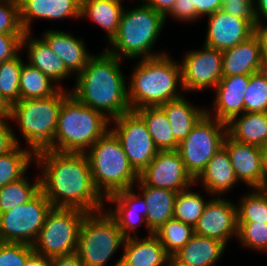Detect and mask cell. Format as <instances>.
I'll return each mask as SVG.
<instances>
[{
	"label": "cell",
	"mask_w": 267,
	"mask_h": 266,
	"mask_svg": "<svg viewBox=\"0 0 267 266\" xmlns=\"http://www.w3.org/2000/svg\"><path fill=\"white\" fill-rule=\"evenodd\" d=\"M35 164L41 170V191L52 207L94 213L107 206L105 198L95 187L85 153L45 149L35 154Z\"/></svg>",
	"instance_id": "1"
},
{
	"label": "cell",
	"mask_w": 267,
	"mask_h": 266,
	"mask_svg": "<svg viewBox=\"0 0 267 266\" xmlns=\"http://www.w3.org/2000/svg\"><path fill=\"white\" fill-rule=\"evenodd\" d=\"M94 54L82 72L74 77L70 93L84 105L103 113L109 120L131 111L128 83L121 60L103 49Z\"/></svg>",
	"instance_id": "2"
},
{
	"label": "cell",
	"mask_w": 267,
	"mask_h": 266,
	"mask_svg": "<svg viewBox=\"0 0 267 266\" xmlns=\"http://www.w3.org/2000/svg\"><path fill=\"white\" fill-rule=\"evenodd\" d=\"M169 55L165 53L135 63L127 81L131 110L161 106L183 96L180 61H174Z\"/></svg>",
	"instance_id": "3"
},
{
	"label": "cell",
	"mask_w": 267,
	"mask_h": 266,
	"mask_svg": "<svg viewBox=\"0 0 267 266\" xmlns=\"http://www.w3.org/2000/svg\"><path fill=\"white\" fill-rule=\"evenodd\" d=\"M165 25V17L142 0L137 7L124 8L117 33L108 43L111 48L105 50L121 60L134 61L165 54L153 50Z\"/></svg>",
	"instance_id": "4"
},
{
	"label": "cell",
	"mask_w": 267,
	"mask_h": 266,
	"mask_svg": "<svg viewBox=\"0 0 267 266\" xmlns=\"http://www.w3.org/2000/svg\"><path fill=\"white\" fill-rule=\"evenodd\" d=\"M110 129V120L70 94L62 103L53 150L85 153Z\"/></svg>",
	"instance_id": "5"
},
{
	"label": "cell",
	"mask_w": 267,
	"mask_h": 266,
	"mask_svg": "<svg viewBox=\"0 0 267 266\" xmlns=\"http://www.w3.org/2000/svg\"><path fill=\"white\" fill-rule=\"evenodd\" d=\"M70 90L62 88L57 94L42 99H20L12 105L10 121L17 123L22 139L35 154L53 150L58 115Z\"/></svg>",
	"instance_id": "6"
},
{
	"label": "cell",
	"mask_w": 267,
	"mask_h": 266,
	"mask_svg": "<svg viewBox=\"0 0 267 266\" xmlns=\"http://www.w3.org/2000/svg\"><path fill=\"white\" fill-rule=\"evenodd\" d=\"M85 154L95 187L105 199L137 183L139 175L129 164L118 138L110 129Z\"/></svg>",
	"instance_id": "7"
},
{
	"label": "cell",
	"mask_w": 267,
	"mask_h": 266,
	"mask_svg": "<svg viewBox=\"0 0 267 266\" xmlns=\"http://www.w3.org/2000/svg\"><path fill=\"white\" fill-rule=\"evenodd\" d=\"M125 239L105 209L88 213L81 224L76 253L84 266H106Z\"/></svg>",
	"instance_id": "8"
},
{
	"label": "cell",
	"mask_w": 267,
	"mask_h": 266,
	"mask_svg": "<svg viewBox=\"0 0 267 266\" xmlns=\"http://www.w3.org/2000/svg\"><path fill=\"white\" fill-rule=\"evenodd\" d=\"M87 214L74 208L52 207L32 244L33 250L50 259L76 252L81 224Z\"/></svg>",
	"instance_id": "9"
},
{
	"label": "cell",
	"mask_w": 267,
	"mask_h": 266,
	"mask_svg": "<svg viewBox=\"0 0 267 266\" xmlns=\"http://www.w3.org/2000/svg\"><path fill=\"white\" fill-rule=\"evenodd\" d=\"M227 124L205 114L178 145L187 171L196 179L209 160L223 147Z\"/></svg>",
	"instance_id": "10"
},
{
	"label": "cell",
	"mask_w": 267,
	"mask_h": 266,
	"mask_svg": "<svg viewBox=\"0 0 267 266\" xmlns=\"http://www.w3.org/2000/svg\"><path fill=\"white\" fill-rule=\"evenodd\" d=\"M51 209L50 201L40 190L27 203L0 214V242L32 245Z\"/></svg>",
	"instance_id": "11"
},
{
	"label": "cell",
	"mask_w": 267,
	"mask_h": 266,
	"mask_svg": "<svg viewBox=\"0 0 267 266\" xmlns=\"http://www.w3.org/2000/svg\"><path fill=\"white\" fill-rule=\"evenodd\" d=\"M110 122V130L118 138L129 164L140 175L159 152L143 119L131 110Z\"/></svg>",
	"instance_id": "12"
},
{
	"label": "cell",
	"mask_w": 267,
	"mask_h": 266,
	"mask_svg": "<svg viewBox=\"0 0 267 266\" xmlns=\"http://www.w3.org/2000/svg\"><path fill=\"white\" fill-rule=\"evenodd\" d=\"M181 76L184 92L215 88L222 79V51L203 45L182 57Z\"/></svg>",
	"instance_id": "13"
},
{
	"label": "cell",
	"mask_w": 267,
	"mask_h": 266,
	"mask_svg": "<svg viewBox=\"0 0 267 266\" xmlns=\"http://www.w3.org/2000/svg\"><path fill=\"white\" fill-rule=\"evenodd\" d=\"M139 179L147 186L174 192L196 185L177 150L159 151Z\"/></svg>",
	"instance_id": "14"
},
{
	"label": "cell",
	"mask_w": 267,
	"mask_h": 266,
	"mask_svg": "<svg viewBox=\"0 0 267 266\" xmlns=\"http://www.w3.org/2000/svg\"><path fill=\"white\" fill-rule=\"evenodd\" d=\"M194 233L229 243L238 236L237 205L225 197L213 196L194 226Z\"/></svg>",
	"instance_id": "15"
},
{
	"label": "cell",
	"mask_w": 267,
	"mask_h": 266,
	"mask_svg": "<svg viewBox=\"0 0 267 266\" xmlns=\"http://www.w3.org/2000/svg\"><path fill=\"white\" fill-rule=\"evenodd\" d=\"M207 17L204 44L224 51L247 40L256 32L255 18H240L218 10Z\"/></svg>",
	"instance_id": "16"
},
{
	"label": "cell",
	"mask_w": 267,
	"mask_h": 266,
	"mask_svg": "<svg viewBox=\"0 0 267 266\" xmlns=\"http://www.w3.org/2000/svg\"><path fill=\"white\" fill-rule=\"evenodd\" d=\"M135 191V187L127 188L105 199V203L107 202L108 205H112L113 203L112 206L114 207H109V209L105 208V210L116 221L126 239L138 236L136 230L139 225L145 226L146 231H148L147 236L153 234L147 227L145 220L148 206L143 196L140 193L136 194Z\"/></svg>",
	"instance_id": "17"
},
{
	"label": "cell",
	"mask_w": 267,
	"mask_h": 266,
	"mask_svg": "<svg viewBox=\"0 0 267 266\" xmlns=\"http://www.w3.org/2000/svg\"><path fill=\"white\" fill-rule=\"evenodd\" d=\"M230 162L239 182L252 188H265L263 155L261 147L241 143L228 134L224 139Z\"/></svg>",
	"instance_id": "18"
},
{
	"label": "cell",
	"mask_w": 267,
	"mask_h": 266,
	"mask_svg": "<svg viewBox=\"0 0 267 266\" xmlns=\"http://www.w3.org/2000/svg\"><path fill=\"white\" fill-rule=\"evenodd\" d=\"M251 75L222 77L214 88L212 108L206 114L225 124L244 113V94ZM213 109V110H212Z\"/></svg>",
	"instance_id": "19"
},
{
	"label": "cell",
	"mask_w": 267,
	"mask_h": 266,
	"mask_svg": "<svg viewBox=\"0 0 267 266\" xmlns=\"http://www.w3.org/2000/svg\"><path fill=\"white\" fill-rule=\"evenodd\" d=\"M20 23L25 33L36 19H81V0H18ZM34 19V20H33Z\"/></svg>",
	"instance_id": "20"
},
{
	"label": "cell",
	"mask_w": 267,
	"mask_h": 266,
	"mask_svg": "<svg viewBox=\"0 0 267 266\" xmlns=\"http://www.w3.org/2000/svg\"><path fill=\"white\" fill-rule=\"evenodd\" d=\"M261 70V39L257 31L247 40L222 51V77L251 75Z\"/></svg>",
	"instance_id": "21"
},
{
	"label": "cell",
	"mask_w": 267,
	"mask_h": 266,
	"mask_svg": "<svg viewBox=\"0 0 267 266\" xmlns=\"http://www.w3.org/2000/svg\"><path fill=\"white\" fill-rule=\"evenodd\" d=\"M42 33L41 37L75 77L82 72L94 55L88 52L84 40L75 37L71 32L47 29Z\"/></svg>",
	"instance_id": "22"
},
{
	"label": "cell",
	"mask_w": 267,
	"mask_h": 266,
	"mask_svg": "<svg viewBox=\"0 0 267 266\" xmlns=\"http://www.w3.org/2000/svg\"><path fill=\"white\" fill-rule=\"evenodd\" d=\"M21 49L27 51L26 62L29 65L39 69L61 88H65L59 83L73 75L42 37L36 38L32 36V32L24 33L21 39Z\"/></svg>",
	"instance_id": "23"
},
{
	"label": "cell",
	"mask_w": 267,
	"mask_h": 266,
	"mask_svg": "<svg viewBox=\"0 0 267 266\" xmlns=\"http://www.w3.org/2000/svg\"><path fill=\"white\" fill-rule=\"evenodd\" d=\"M227 245L220 240L193 234L171 257V266H215Z\"/></svg>",
	"instance_id": "24"
},
{
	"label": "cell",
	"mask_w": 267,
	"mask_h": 266,
	"mask_svg": "<svg viewBox=\"0 0 267 266\" xmlns=\"http://www.w3.org/2000/svg\"><path fill=\"white\" fill-rule=\"evenodd\" d=\"M198 182L201 183L207 194L218 197H222V195L224 197V194L239 183L224 146L216 152L195 179V183Z\"/></svg>",
	"instance_id": "25"
},
{
	"label": "cell",
	"mask_w": 267,
	"mask_h": 266,
	"mask_svg": "<svg viewBox=\"0 0 267 266\" xmlns=\"http://www.w3.org/2000/svg\"><path fill=\"white\" fill-rule=\"evenodd\" d=\"M122 261L129 266H171V257L154 234L125 239Z\"/></svg>",
	"instance_id": "26"
},
{
	"label": "cell",
	"mask_w": 267,
	"mask_h": 266,
	"mask_svg": "<svg viewBox=\"0 0 267 266\" xmlns=\"http://www.w3.org/2000/svg\"><path fill=\"white\" fill-rule=\"evenodd\" d=\"M137 184L133 187L139 188L136 190L141 193L148 206L145 218L147 227L154 232L173 218L174 203L178 192L147 186L140 179H138Z\"/></svg>",
	"instance_id": "27"
},
{
	"label": "cell",
	"mask_w": 267,
	"mask_h": 266,
	"mask_svg": "<svg viewBox=\"0 0 267 266\" xmlns=\"http://www.w3.org/2000/svg\"><path fill=\"white\" fill-rule=\"evenodd\" d=\"M170 123L175 140L180 143L192 131L193 127L206 114V109L191 104L184 95L160 106Z\"/></svg>",
	"instance_id": "28"
},
{
	"label": "cell",
	"mask_w": 267,
	"mask_h": 266,
	"mask_svg": "<svg viewBox=\"0 0 267 266\" xmlns=\"http://www.w3.org/2000/svg\"><path fill=\"white\" fill-rule=\"evenodd\" d=\"M227 134L241 143L267 145V112H244L227 123Z\"/></svg>",
	"instance_id": "29"
},
{
	"label": "cell",
	"mask_w": 267,
	"mask_h": 266,
	"mask_svg": "<svg viewBox=\"0 0 267 266\" xmlns=\"http://www.w3.org/2000/svg\"><path fill=\"white\" fill-rule=\"evenodd\" d=\"M124 5L116 0H81V19H89L106 31L108 43L117 33Z\"/></svg>",
	"instance_id": "30"
},
{
	"label": "cell",
	"mask_w": 267,
	"mask_h": 266,
	"mask_svg": "<svg viewBox=\"0 0 267 266\" xmlns=\"http://www.w3.org/2000/svg\"><path fill=\"white\" fill-rule=\"evenodd\" d=\"M135 112L143 119L159 151L178 149L179 143L175 140L170 123L160 106L139 108Z\"/></svg>",
	"instance_id": "31"
},
{
	"label": "cell",
	"mask_w": 267,
	"mask_h": 266,
	"mask_svg": "<svg viewBox=\"0 0 267 266\" xmlns=\"http://www.w3.org/2000/svg\"><path fill=\"white\" fill-rule=\"evenodd\" d=\"M62 88L39 69L27 62L20 72V99H42L57 94Z\"/></svg>",
	"instance_id": "32"
},
{
	"label": "cell",
	"mask_w": 267,
	"mask_h": 266,
	"mask_svg": "<svg viewBox=\"0 0 267 266\" xmlns=\"http://www.w3.org/2000/svg\"><path fill=\"white\" fill-rule=\"evenodd\" d=\"M31 162L35 163V153L21 145L0 155V188L24 177Z\"/></svg>",
	"instance_id": "33"
},
{
	"label": "cell",
	"mask_w": 267,
	"mask_h": 266,
	"mask_svg": "<svg viewBox=\"0 0 267 266\" xmlns=\"http://www.w3.org/2000/svg\"><path fill=\"white\" fill-rule=\"evenodd\" d=\"M26 176L0 188V214L27 203L41 190L39 174L33 183Z\"/></svg>",
	"instance_id": "34"
},
{
	"label": "cell",
	"mask_w": 267,
	"mask_h": 266,
	"mask_svg": "<svg viewBox=\"0 0 267 266\" xmlns=\"http://www.w3.org/2000/svg\"><path fill=\"white\" fill-rule=\"evenodd\" d=\"M192 186L179 191L175 198L173 218L180 220L193 228L203 214L206 204L213 197L205 199L200 191L194 192Z\"/></svg>",
	"instance_id": "35"
},
{
	"label": "cell",
	"mask_w": 267,
	"mask_h": 266,
	"mask_svg": "<svg viewBox=\"0 0 267 266\" xmlns=\"http://www.w3.org/2000/svg\"><path fill=\"white\" fill-rule=\"evenodd\" d=\"M153 234L161 242L167 254L172 257L191 239L194 228L180 220L171 218Z\"/></svg>",
	"instance_id": "36"
},
{
	"label": "cell",
	"mask_w": 267,
	"mask_h": 266,
	"mask_svg": "<svg viewBox=\"0 0 267 266\" xmlns=\"http://www.w3.org/2000/svg\"><path fill=\"white\" fill-rule=\"evenodd\" d=\"M240 198L238 222L267 223V188H252Z\"/></svg>",
	"instance_id": "37"
},
{
	"label": "cell",
	"mask_w": 267,
	"mask_h": 266,
	"mask_svg": "<svg viewBox=\"0 0 267 266\" xmlns=\"http://www.w3.org/2000/svg\"><path fill=\"white\" fill-rule=\"evenodd\" d=\"M21 53L0 63V92L11 104L20 100V72L25 61Z\"/></svg>",
	"instance_id": "38"
},
{
	"label": "cell",
	"mask_w": 267,
	"mask_h": 266,
	"mask_svg": "<svg viewBox=\"0 0 267 266\" xmlns=\"http://www.w3.org/2000/svg\"><path fill=\"white\" fill-rule=\"evenodd\" d=\"M244 112H267V71L251 74L244 94Z\"/></svg>",
	"instance_id": "39"
},
{
	"label": "cell",
	"mask_w": 267,
	"mask_h": 266,
	"mask_svg": "<svg viewBox=\"0 0 267 266\" xmlns=\"http://www.w3.org/2000/svg\"><path fill=\"white\" fill-rule=\"evenodd\" d=\"M245 248L267 252V223L238 222L237 239Z\"/></svg>",
	"instance_id": "40"
},
{
	"label": "cell",
	"mask_w": 267,
	"mask_h": 266,
	"mask_svg": "<svg viewBox=\"0 0 267 266\" xmlns=\"http://www.w3.org/2000/svg\"><path fill=\"white\" fill-rule=\"evenodd\" d=\"M0 33L24 34L18 0H0Z\"/></svg>",
	"instance_id": "41"
},
{
	"label": "cell",
	"mask_w": 267,
	"mask_h": 266,
	"mask_svg": "<svg viewBox=\"0 0 267 266\" xmlns=\"http://www.w3.org/2000/svg\"><path fill=\"white\" fill-rule=\"evenodd\" d=\"M33 251L26 243L0 242V266H24Z\"/></svg>",
	"instance_id": "42"
},
{
	"label": "cell",
	"mask_w": 267,
	"mask_h": 266,
	"mask_svg": "<svg viewBox=\"0 0 267 266\" xmlns=\"http://www.w3.org/2000/svg\"><path fill=\"white\" fill-rule=\"evenodd\" d=\"M24 34L0 33V63L16 57L21 51V39Z\"/></svg>",
	"instance_id": "43"
},
{
	"label": "cell",
	"mask_w": 267,
	"mask_h": 266,
	"mask_svg": "<svg viewBox=\"0 0 267 266\" xmlns=\"http://www.w3.org/2000/svg\"><path fill=\"white\" fill-rule=\"evenodd\" d=\"M221 10L235 17L255 18L254 0H223Z\"/></svg>",
	"instance_id": "44"
},
{
	"label": "cell",
	"mask_w": 267,
	"mask_h": 266,
	"mask_svg": "<svg viewBox=\"0 0 267 266\" xmlns=\"http://www.w3.org/2000/svg\"><path fill=\"white\" fill-rule=\"evenodd\" d=\"M9 121V119H0V155L10 152L17 145H21V141L13 132L14 129L12 125L10 126L11 122Z\"/></svg>",
	"instance_id": "45"
},
{
	"label": "cell",
	"mask_w": 267,
	"mask_h": 266,
	"mask_svg": "<svg viewBox=\"0 0 267 266\" xmlns=\"http://www.w3.org/2000/svg\"><path fill=\"white\" fill-rule=\"evenodd\" d=\"M169 16L179 22H194L196 20V9L192 6V0H176L172 10L165 16V21Z\"/></svg>",
	"instance_id": "46"
},
{
	"label": "cell",
	"mask_w": 267,
	"mask_h": 266,
	"mask_svg": "<svg viewBox=\"0 0 267 266\" xmlns=\"http://www.w3.org/2000/svg\"><path fill=\"white\" fill-rule=\"evenodd\" d=\"M222 3L223 0H192V6L196 9V21L221 10Z\"/></svg>",
	"instance_id": "47"
},
{
	"label": "cell",
	"mask_w": 267,
	"mask_h": 266,
	"mask_svg": "<svg viewBox=\"0 0 267 266\" xmlns=\"http://www.w3.org/2000/svg\"><path fill=\"white\" fill-rule=\"evenodd\" d=\"M254 13L256 21V29H262L267 27V0H254Z\"/></svg>",
	"instance_id": "48"
},
{
	"label": "cell",
	"mask_w": 267,
	"mask_h": 266,
	"mask_svg": "<svg viewBox=\"0 0 267 266\" xmlns=\"http://www.w3.org/2000/svg\"><path fill=\"white\" fill-rule=\"evenodd\" d=\"M51 266H84L76 252L51 259Z\"/></svg>",
	"instance_id": "49"
},
{
	"label": "cell",
	"mask_w": 267,
	"mask_h": 266,
	"mask_svg": "<svg viewBox=\"0 0 267 266\" xmlns=\"http://www.w3.org/2000/svg\"><path fill=\"white\" fill-rule=\"evenodd\" d=\"M147 5L152 7L156 12L161 13L164 17L172 10L176 0H143Z\"/></svg>",
	"instance_id": "50"
},
{
	"label": "cell",
	"mask_w": 267,
	"mask_h": 266,
	"mask_svg": "<svg viewBox=\"0 0 267 266\" xmlns=\"http://www.w3.org/2000/svg\"><path fill=\"white\" fill-rule=\"evenodd\" d=\"M24 266H51V259L33 251Z\"/></svg>",
	"instance_id": "51"
},
{
	"label": "cell",
	"mask_w": 267,
	"mask_h": 266,
	"mask_svg": "<svg viewBox=\"0 0 267 266\" xmlns=\"http://www.w3.org/2000/svg\"><path fill=\"white\" fill-rule=\"evenodd\" d=\"M261 39L262 70L267 71V27L256 29Z\"/></svg>",
	"instance_id": "52"
},
{
	"label": "cell",
	"mask_w": 267,
	"mask_h": 266,
	"mask_svg": "<svg viewBox=\"0 0 267 266\" xmlns=\"http://www.w3.org/2000/svg\"><path fill=\"white\" fill-rule=\"evenodd\" d=\"M12 105L0 92V119H10Z\"/></svg>",
	"instance_id": "53"
},
{
	"label": "cell",
	"mask_w": 267,
	"mask_h": 266,
	"mask_svg": "<svg viewBox=\"0 0 267 266\" xmlns=\"http://www.w3.org/2000/svg\"><path fill=\"white\" fill-rule=\"evenodd\" d=\"M262 155H263V169L265 175V188H267V145L263 146L262 148Z\"/></svg>",
	"instance_id": "54"
},
{
	"label": "cell",
	"mask_w": 267,
	"mask_h": 266,
	"mask_svg": "<svg viewBox=\"0 0 267 266\" xmlns=\"http://www.w3.org/2000/svg\"><path fill=\"white\" fill-rule=\"evenodd\" d=\"M113 266H129L126 265L123 261H122V255L121 257L115 262V264Z\"/></svg>",
	"instance_id": "55"
}]
</instances>
